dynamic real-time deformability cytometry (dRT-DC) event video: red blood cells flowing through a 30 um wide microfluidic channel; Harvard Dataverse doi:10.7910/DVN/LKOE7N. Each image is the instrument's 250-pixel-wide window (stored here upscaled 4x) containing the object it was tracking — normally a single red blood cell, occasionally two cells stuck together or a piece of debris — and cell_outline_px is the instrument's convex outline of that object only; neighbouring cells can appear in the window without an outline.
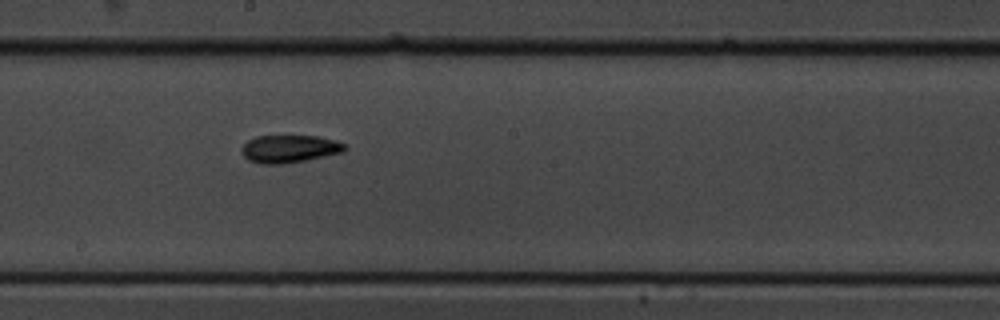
{"species": "common noctule bat (a hibernating species)", "species_latin": "Nyctalus noctula", "temperature_condition": "cold", "stored_images_in_passage": 12, "camera_frame_rate_fps": 3000, "um_per_image_px": 0.085, "animal": {"sex": "male", "body_mass_g": 19.5, "forearm_length_mm": 54.6}, "frame": {"image": 1, "passage_image": 6, "time_ms": 1.667, "image_size_px": [1000, 320], "cell_outline_px": [[348, 148], [344, 152], [308, 160], [284, 164], [260, 164], [248, 160], [240, 152], [240, 148], [248, 140], [256, 136], [320, 136], [336, 140], [348, 144]], "centroid_in_image_um": [24.64, 12.65], "position_along_channel_um": 223.6, "area_um2": 17.05}}
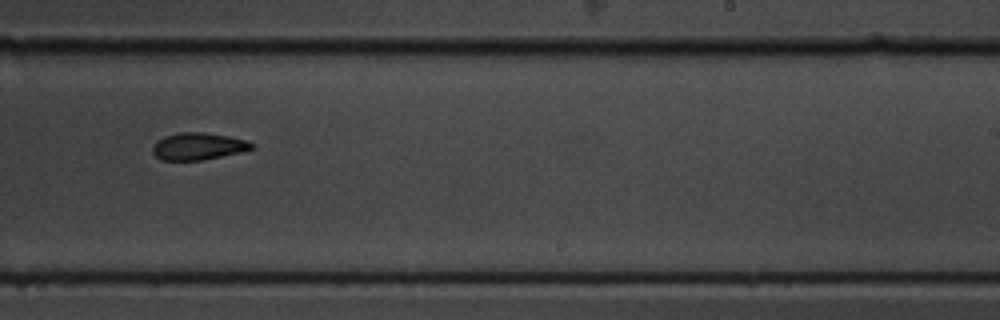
{"frame": {"image": 2, "passage_image": 7, "time_ms": 2.0, "image_size_px": [1000, 320], "cell_outline_px": [[256, 148], [240, 152], [204, 160], [160, 160], [152, 152], [152, 148], [164, 136], [176, 132], [204, 132], [228, 136], [248, 140], [256, 144]], "centroid_in_image_um": [16.9, 12.43], "position_along_channel_um": 272.1, "area_um2": 15.78}}
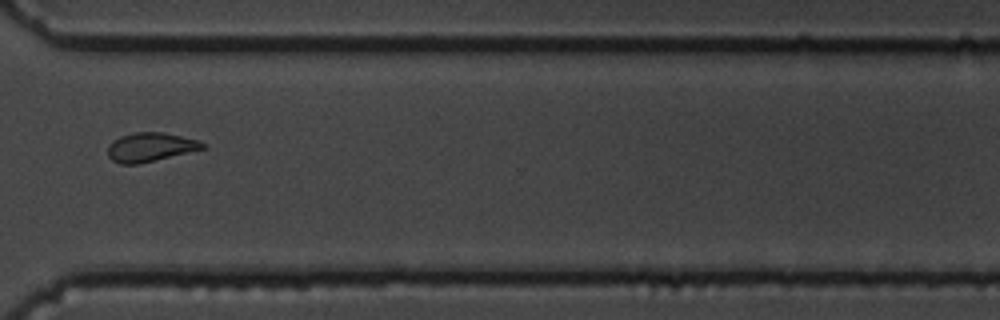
{"frame": {"image": 3, "passage_image": 9, "time_ms": 2.667, "image_size_px": [1000, 320], "cell_outline_px": [[208, 148], [136, 164], [120, 164], [112, 160], [108, 156], [108, 144], [112, 140], [120, 136], [136, 132], [164, 132], [196, 140], [204, 144]], "centroid_in_image_um": [12.75, 12.5], "position_along_channel_um": 357.9, "area_um2": 15.9}}